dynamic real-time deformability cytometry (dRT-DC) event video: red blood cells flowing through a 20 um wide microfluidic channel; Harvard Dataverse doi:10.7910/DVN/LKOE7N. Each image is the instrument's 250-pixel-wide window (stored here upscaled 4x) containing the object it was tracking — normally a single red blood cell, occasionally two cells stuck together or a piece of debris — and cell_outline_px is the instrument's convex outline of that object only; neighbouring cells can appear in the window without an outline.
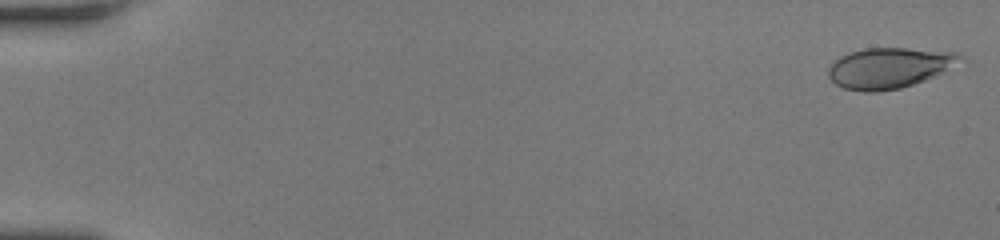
{"species": "human", "species_latin": "Homo sapiens", "temperature_condition": "room temperature", "stored_images_in_passage": 54, "camera_frame_rate_fps": 3000, "um_per_image_px": 0.085, "donor": {"sex": "female"}, "frame": {"image": 1, "passage_image": 1, "time_ms": 0.0, "image_size_px": [1000, 240], "cell_outline_px": [[964, 56], [936, 76], [900, 88], [876, 92], [864, 92], [844, 88], [836, 84], [828, 76], [828, 68], [840, 56], [864, 48], [908, 48], [956, 52]], "centroid_in_image_um": [75.54, 5.77], "position_along_channel_um": 9.5, "area_um2": 30.75}}
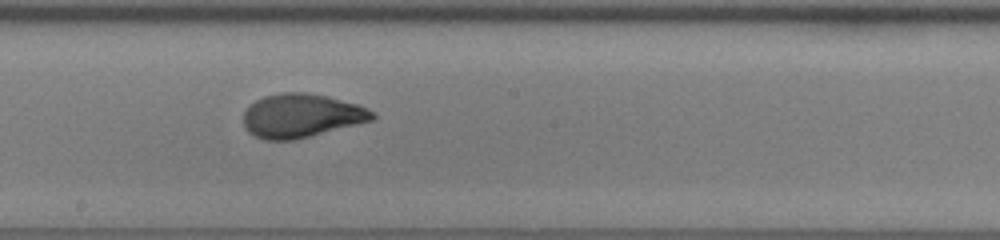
{"frame": {"image": 2, "passage_image": 31, "time_ms": 10.0, "image_size_px": [1000, 240], "cell_outline_px": [[376, 116], [372, 120], [296, 140], [264, 140], [248, 132], [244, 128], [244, 112], [256, 100], [264, 96], [280, 92], [308, 92], [328, 96], [356, 104], [368, 108]], "centroid_in_image_um": [25.6, 9.83], "position_along_channel_um": 222.6, "area_um2": 32.83}}
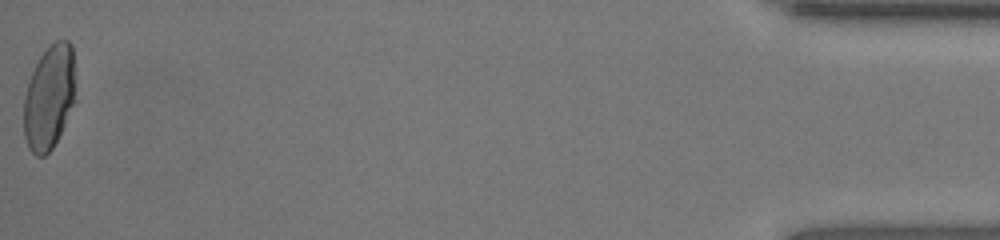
{"frame": {"image": 3, "passage_image": 54, "time_ms": 17.667, "image_size_px": [1000, 240], "cell_outline_px": [[76, 100], [52, 148], [44, 156], [36, 156], [28, 148], [24, 136], [24, 96], [32, 72], [40, 56], [56, 40], [68, 40], [72, 44]], "centroid_in_image_um": [4.19, 8.27], "position_along_channel_um": 431.0, "area_um2": 31.33}, "authors_computed_cell_mechanics": {"area_um2": 31.7322, "velocity_mm_per_s": 3.9, "shape_relaxation_time_tau1_ms": 5.813, "shape_relaxation_time_tau2_ms": null, "deformation_change_tau1": 0.2203, "deformation_change_tau2": null}}